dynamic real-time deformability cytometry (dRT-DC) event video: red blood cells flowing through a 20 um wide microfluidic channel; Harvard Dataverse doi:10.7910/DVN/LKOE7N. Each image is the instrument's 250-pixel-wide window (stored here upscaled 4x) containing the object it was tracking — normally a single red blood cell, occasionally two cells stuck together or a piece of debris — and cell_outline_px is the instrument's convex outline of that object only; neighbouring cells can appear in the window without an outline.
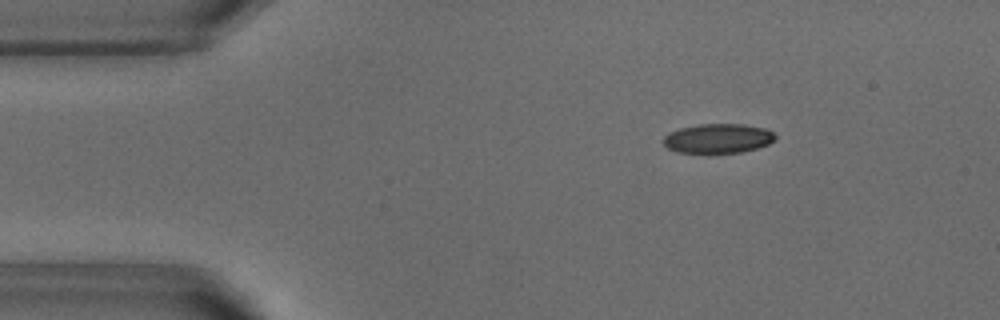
{"species": "common noctule bat (a hibernating species)", "species_latin": "Nyctalus noctula", "temperature_condition": "warm", "stored_images_in_passage": 52, "camera_frame_rate_fps": 3000, "um_per_image_px": 0.085, "animal": {"sex": "male", "body_mass_g": 18.8}, "frame": {"image": 1, "passage_image": 8, "time_ms": 2.333, "image_size_px": [1000, 320], "cell_outline_px": [[776, 136], [768, 144], [756, 148], [740, 152], [676, 152], [668, 148], [664, 144], [664, 136], [680, 128], [700, 124], [744, 124], [764, 128], [772, 132]], "centroid_in_image_um": [61.03, 11.75], "position_along_channel_um": 24.0, "area_um2": 18.79}}
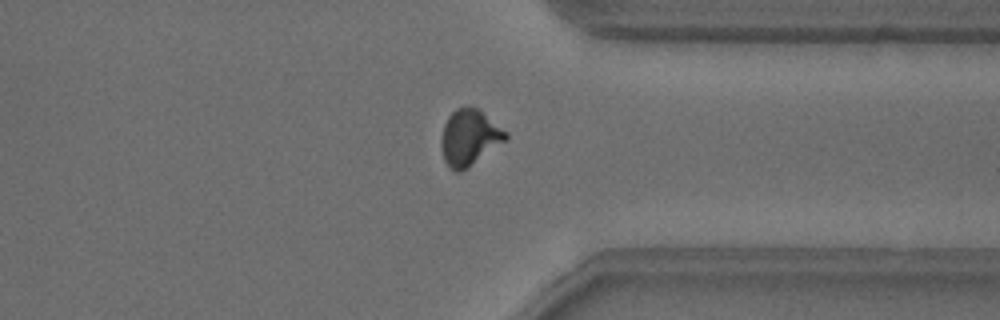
{"frame": {"image": 2, "passage_image": 40, "time_ms": 13.0, "image_size_px": [1000, 320], "cell_outline_px": [[508, 140], [460, 172], [456, 172], [444, 160], [440, 144], [440, 140], [444, 124], [448, 116], [456, 108], [476, 108], [508, 132]], "centroid_in_image_um": [39.9, 11.7], "position_along_channel_um": 371.5, "area_um2": 20.75}}
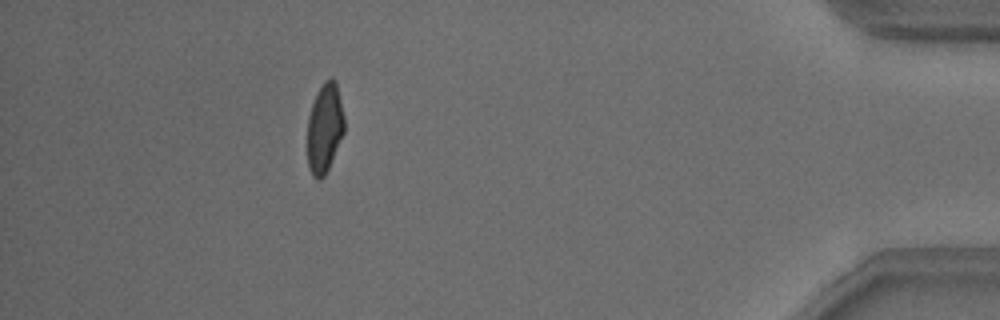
{"frame": {"image": 3, "passage_image": 47, "time_ms": 15.333, "image_size_px": [1000, 320], "cell_outline_px": [[344, 132], [328, 168], [324, 176], [320, 180], [316, 180], [312, 176], [308, 164], [308, 116], [316, 92], [324, 80], [332, 76], [336, 80], [344, 116]], "centroid_in_image_um": [27.59, 10.85], "position_along_channel_um": 407.6, "area_um2": 19.31}, "authors_computed_cell_mechanics": {"area_um2": 20.1722, "velocity_mm_per_s": 3.8417, "shape_relaxation_time_tau1_ms": 5.1344, "shape_relaxation_time_tau2_ms": 0.8646, "deformation_change_tau1": 0.1594, "deformation_change_tau2": 0.0509}}